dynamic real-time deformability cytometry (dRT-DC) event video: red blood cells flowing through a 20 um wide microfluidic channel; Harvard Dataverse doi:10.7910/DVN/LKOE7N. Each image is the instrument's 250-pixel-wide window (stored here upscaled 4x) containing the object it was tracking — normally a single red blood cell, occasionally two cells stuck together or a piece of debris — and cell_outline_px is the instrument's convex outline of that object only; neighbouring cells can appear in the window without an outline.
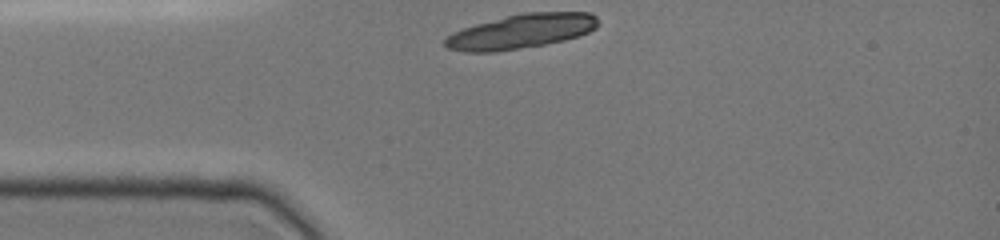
{"species": "common noctule bat (a hibernating species)", "species_latin": "Nyctalus noctula", "temperature_condition": "cold", "stored_images_in_passage": 55, "camera_frame_rate_fps": 3000, "um_per_image_px": 0.085, "animal": {"sex": "female", "body_mass_g": 19.0, "forearm_length_mm": 51.5}, "frame": {"image": 1, "passage_image": 1, "time_ms": 0.0, "image_size_px": [1000, 240], "cell_outline_px": [[596, 28], [588, 32], [564, 40], [544, 44], [496, 52], [464, 52], [448, 48], [444, 44], [444, 40], [452, 32], [476, 24], [524, 12], [588, 12], [596, 16]], "centroid_in_image_um": [44.27, 2.67], "position_along_channel_um": 40.7, "area_um2": 30.29}}
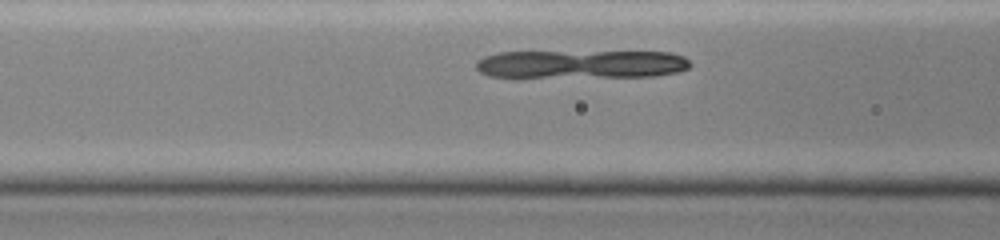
{"frame": {"image": 2, "passage_image": 14, "time_ms": 2.333, "image_size_px": [1000, 240], "cell_outline_px": [[692, 64], [688, 68], [676, 72], [656, 76], [488, 76], [480, 72], [476, 68], [476, 60], [484, 56], [500, 52], [668, 52], [684, 56]], "centroid_in_image_um": [49.42, 5.44], "position_along_channel_um": 117.2, "area_um2": 34.8}}